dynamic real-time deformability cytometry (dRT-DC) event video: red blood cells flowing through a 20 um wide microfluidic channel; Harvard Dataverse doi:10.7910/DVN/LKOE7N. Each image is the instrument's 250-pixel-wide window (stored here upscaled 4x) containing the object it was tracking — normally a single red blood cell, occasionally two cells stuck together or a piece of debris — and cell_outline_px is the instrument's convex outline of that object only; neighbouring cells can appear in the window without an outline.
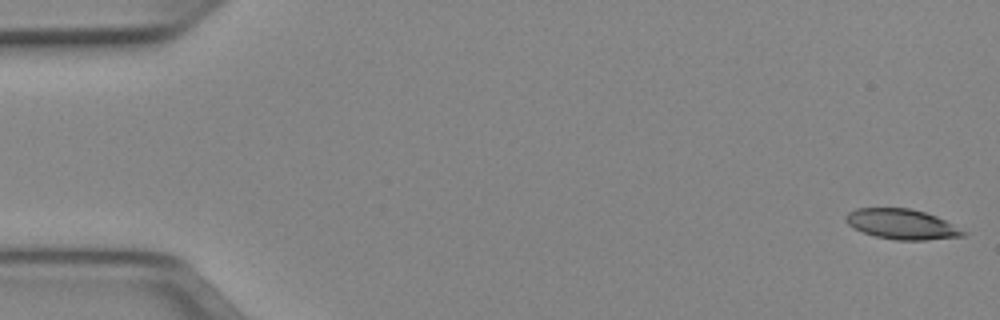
{"species": "Egyptian fruit bat (a non-hibernating species)", "species_latin": "Rousettus aegyptiacus", "temperature_condition": "cold", "stored_images_in_passage": 48, "camera_frame_rate_fps": 3000, "um_per_image_px": 0.085, "animal": {"sex": "female"}, "frame": {"image": 1, "passage_image": 1, "time_ms": 0.0, "image_size_px": [1000, 320], "cell_outline_px": [[968, 232], [964, 236], [928, 240], [896, 240], [876, 236], [864, 232], [848, 224], [844, 220], [844, 216], [848, 212], [856, 208], [908, 208], [924, 212], [936, 216]], "centroid_in_image_um": [76.66, 19.05], "position_along_channel_um": 8.3, "area_um2": 20.52}}
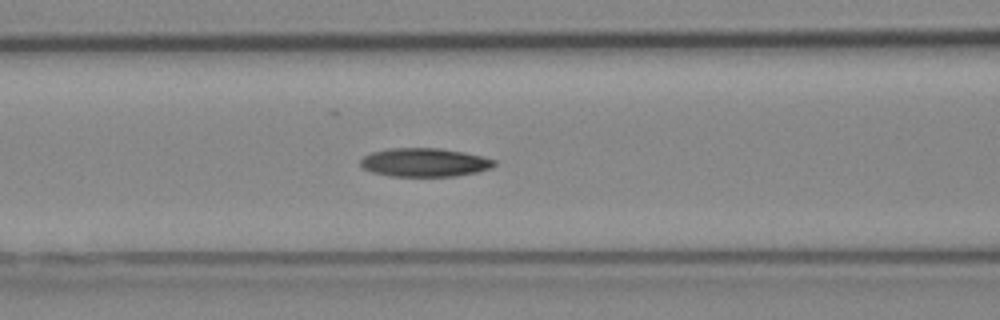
{"frame": {"image": 2, "passage_image": 21, "time_ms": 6.667, "image_size_px": [1000, 320], "cell_outline_px": [[496, 164], [492, 168], [476, 172], [456, 176], [388, 176], [372, 172], [364, 168], [360, 164], [360, 160], [364, 156], [372, 152], [388, 148], [440, 148], [464, 152], [496, 160]], "centroid_in_image_um": [36.08, 13.8], "position_along_channel_um": 130.5, "area_um2": 22.31}}
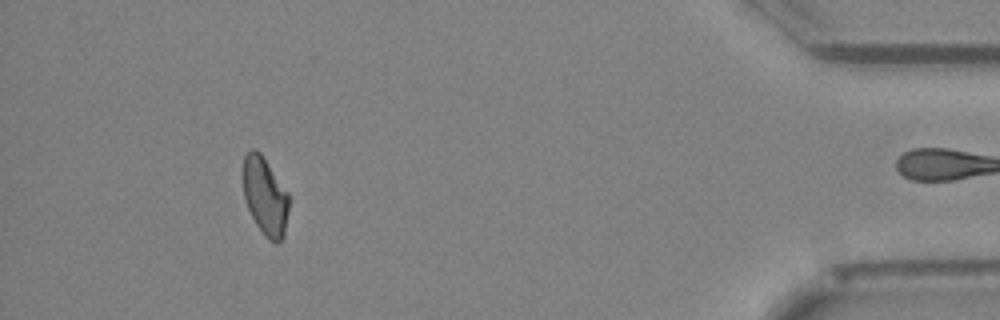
{"frame": {"image": 3, "passage_image": 47, "time_ms": 15.333, "image_size_px": [1000, 320], "cell_outline_px": [[288, 208], [284, 240], [276, 244], [268, 240], [264, 236], [256, 224], [244, 200], [244, 156], [252, 148], [256, 148], [260, 152], [288, 192]], "centroid_in_image_um": [22.55, 16.72], "position_along_channel_um": 412.7, "area_um2": 20.81}, "authors_computed_cell_mechanics": {"area_um2": 21.7039, "velocity_mm_per_s": 3.9635, "shape_relaxation_time_tau1_ms": 7.0704, "shape_relaxation_time_tau2_ms": null, "deformation_change_tau1": 0.1662, "deformation_change_tau2": null}}